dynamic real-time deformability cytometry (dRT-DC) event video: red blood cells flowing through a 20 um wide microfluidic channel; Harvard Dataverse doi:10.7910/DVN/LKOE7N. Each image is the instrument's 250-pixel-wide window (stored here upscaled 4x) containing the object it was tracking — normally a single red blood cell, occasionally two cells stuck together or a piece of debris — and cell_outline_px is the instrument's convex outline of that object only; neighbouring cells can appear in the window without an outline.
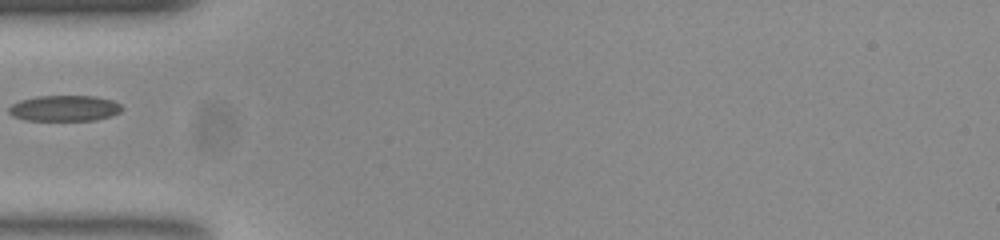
{"species": "common noctule bat (a hibernating species)", "species_latin": "Nyctalus noctula", "temperature_condition": "room temperature", "stored_images_in_passage": 36, "camera_frame_rate_fps": 3000, "um_per_image_px": 0.085, "animal": {"sex": "female", "body_mass_g": 23.0, "forearm_length_mm": 53.4}, "frame": {"image": 1, "passage_image": 1, "time_ms": 0.0, "image_size_px": [1000, 240], "cell_outline_px": [[116, 108], [112, 112], [100, 116], [72, 120], [48, 120], [24, 116], [24, 104], [32, 100], [100, 100]], "centroid_in_image_um": [5.64, 9.3], "position_along_channel_um": 79.4, "area_um2": 11.16}}
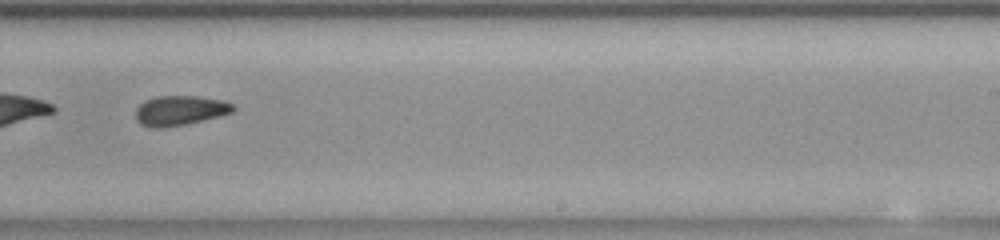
{"frame": {"image": 2, "passage_image": 16, "time_ms": 5.0, "image_size_px": [1000, 240], "cell_outline_px": [[232, 108], [224, 112], [192, 120], [168, 124], [152, 124], [144, 120], [140, 116], [140, 108], [144, 104], [156, 100], [204, 100], [228, 104]], "centroid_in_image_um": [15.29, 9.4], "position_along_channel_um": 273.7, "area_um2": 11.79}}